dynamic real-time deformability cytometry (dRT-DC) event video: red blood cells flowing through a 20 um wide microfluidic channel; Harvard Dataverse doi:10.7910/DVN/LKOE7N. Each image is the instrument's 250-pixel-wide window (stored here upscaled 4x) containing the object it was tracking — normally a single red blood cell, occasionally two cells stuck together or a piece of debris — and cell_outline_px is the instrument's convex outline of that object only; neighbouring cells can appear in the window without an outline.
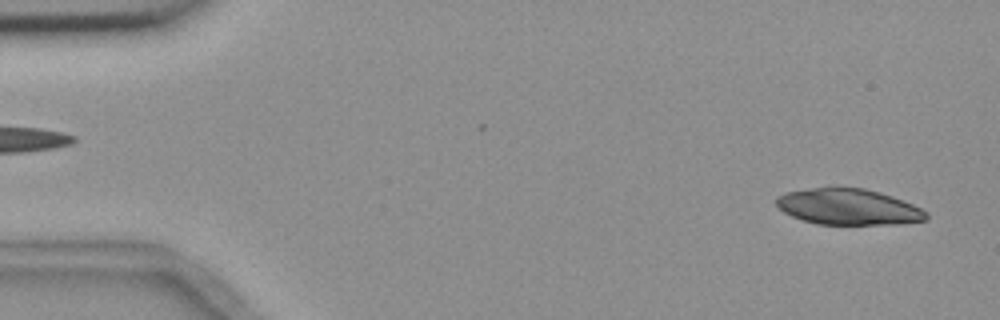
{"species": "common noctule bat (a hibernating species)", "species_latin": "Nyctalus noctula", "temperature_condition": "room temperature", "stored_images_in_passage": 2, "camera_frame_rate_fps": 3000, "um_per_image_px": 0.085, "animal": {"sex": "female", "body_mass_g": 18.4}, "frame": {"image": 1, "passage_image": 2, "time_ms": 1.333, "image_size_px": [1000, 320], "cell_outline_px": [[928, 216], [924, 220], [896, 224], [816, 224], [792, 216], [784, 212], [776, 204], [776, 196], [784, 192], [812, 188], [864, 188], [880, 192], [892, 196], [912, 204], [928, 212]], "centroid_in_image_um": [72.09, 17.58], "position_along_channel_um": 12.9, "area_um2": 31.21}}